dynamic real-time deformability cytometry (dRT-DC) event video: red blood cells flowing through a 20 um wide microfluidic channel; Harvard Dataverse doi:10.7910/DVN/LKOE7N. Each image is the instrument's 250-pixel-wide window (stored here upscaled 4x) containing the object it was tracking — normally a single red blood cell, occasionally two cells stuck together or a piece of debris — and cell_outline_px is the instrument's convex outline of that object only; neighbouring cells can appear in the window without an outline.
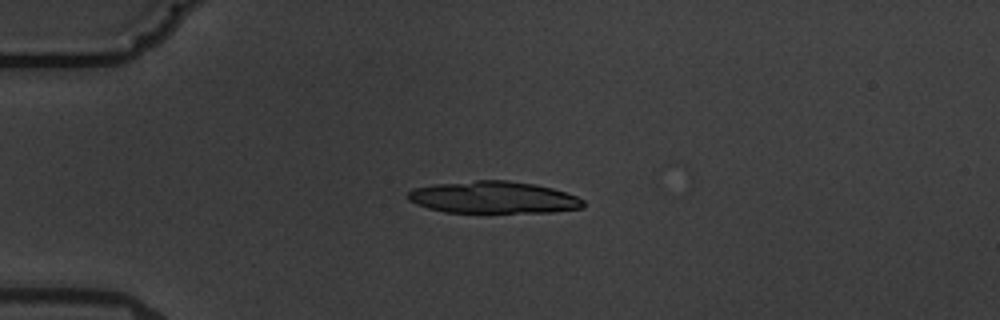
{"species": "common noctule bat (a hibernating species)", "species_latin": "Nyctalus noctula", "temperature_condition": "warm", "stored_images_in_passage": 6, "camera_frame_rate_fps": 3000, "um_per_image_px": 0.085, "animal": {"sex": "male", "body_mass_g": 19.5, "forearm_length_mm": 54.6}, "frame": {"image": 1, "passage_image": 4, "time_ms": 3.333, "image_size_px": [1000, 320], "cell_outline_px": [[584, 208], [552, 212], [444, 212], [428, 208], [416, 204], [408, 200], [408, 192], [412, 188], [436, 184], [476, 180], [508, 180], [536, 184], [552, 188], [576, 196], [584, 200]], "centroid_in_image_um": [41.94, 16.77], "position_along_channel_um": 43.1, "area_um2": 32.77}}